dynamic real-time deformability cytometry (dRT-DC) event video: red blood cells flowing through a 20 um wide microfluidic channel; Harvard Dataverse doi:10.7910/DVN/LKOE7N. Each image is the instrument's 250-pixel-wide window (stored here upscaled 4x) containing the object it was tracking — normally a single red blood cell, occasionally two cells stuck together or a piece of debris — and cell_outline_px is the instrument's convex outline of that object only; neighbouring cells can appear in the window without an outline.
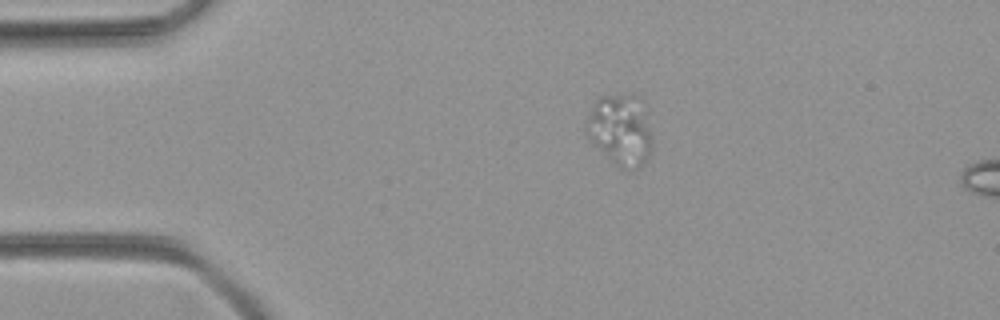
{"species": "common noctule bat (a hibernating species)", "species_latin": "Nyctalus noctula", "temperature_condition": "room temperature", "stored_images_in_passage": 6, "camera_frame_rate_fps": 3000, "um_per_image_px": 0.085, "animal": {"sex": "female", "body_mass_g": 21.9}, "frame": {"image": 1, "passage_image": 1, "time_ms": 0.0, "image_size_px": [1000, 320], "cell_outline_px": [[652, 144], [644, 160], [636, 168], [624, 168], [616, 164], [584, 132], [584, 128], [588, 112], [596, 100], [600, 96], [640, 96], [644, 100], [652, 140]], "centroid_in_image_um": [52.73, 10.97], "position_along_channel_um": 32.3, "area_um2": 26.7}}